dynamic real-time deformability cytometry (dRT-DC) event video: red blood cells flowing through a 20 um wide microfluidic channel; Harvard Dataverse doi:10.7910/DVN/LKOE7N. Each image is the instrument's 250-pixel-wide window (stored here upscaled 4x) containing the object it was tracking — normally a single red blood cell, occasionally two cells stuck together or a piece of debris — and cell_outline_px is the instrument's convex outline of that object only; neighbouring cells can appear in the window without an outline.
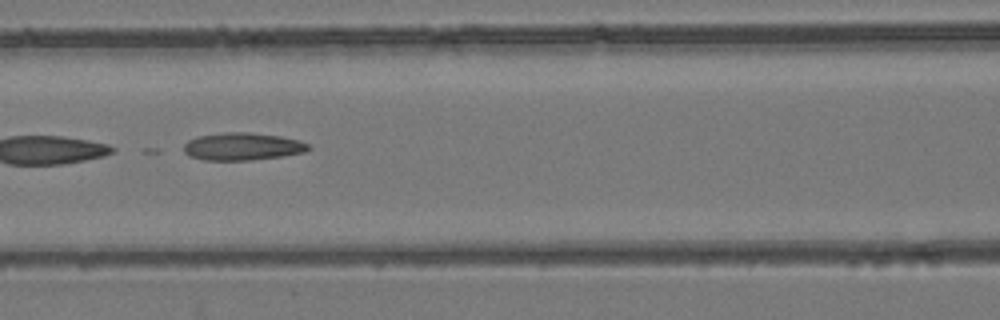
{"species": "common noctule bat (a hibernating species)", "species_latin": "Nyctalus noctula", "temperature_condition": "room temperature", "stored_images_in_passage": 6, "segment_of_instrument_passage": [1, 2], "camera_frame_rate_fps": 3000, "um_per_image_px": 0.085, "animal": {"sex": "female", "body_mass_g": 24.6, "forearm_length_mm": 56.2}, "frame": {"image": 1, "passage_image": 4, "time_ms": 1.0, "image_size_px": [1000, 320], "cell_outline_px": [[312, 148], [304, 152], [284, 156], [248, 160], [204, 160], [188, 156], [184, 152], [184, 144], [188, 140], [196, 136], [224, 132], [252, 132], [280, 136], [300, 140], [308, 144]], "centroid_in_image_um": [20.6, 12.44], "position_along_channel_um": 146.0, "area_um2": 20.23}}